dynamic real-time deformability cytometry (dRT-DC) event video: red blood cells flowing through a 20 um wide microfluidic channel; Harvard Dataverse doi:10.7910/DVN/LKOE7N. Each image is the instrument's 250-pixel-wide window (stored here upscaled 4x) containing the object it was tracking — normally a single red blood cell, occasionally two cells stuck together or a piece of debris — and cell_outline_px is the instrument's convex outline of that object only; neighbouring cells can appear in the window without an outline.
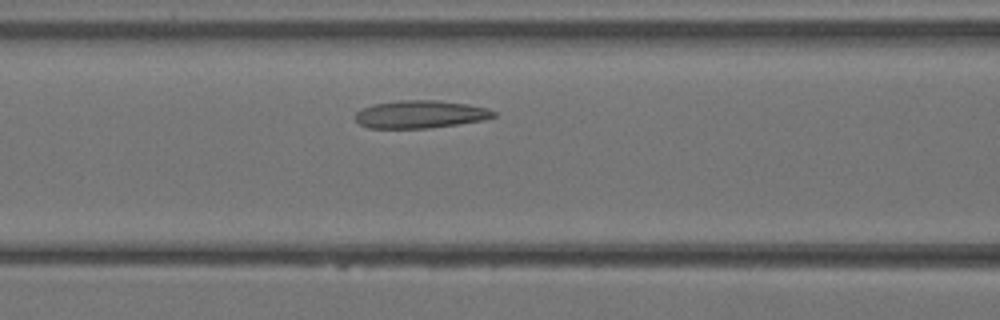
{"species": "Egyptian fruit bat (a non-hibernating species)", "species_latin": "Rousettus aegyptiacus", "temperature_condition": "warm", "stored_images_in_passage": 29, "camera_frame_rate_fps": 3000, "um_per_image_px": 0.085, "animal": {"sex": "female"}, "frame": {"image": 1, "passage_image": 8, "time_ms": 2.333, "image_size_px": [1000, 320], "cell_outline_px": [[496, 116], [484, 120], [428, 128], [368, 128], [360, 124], [356, 120], [356, 112], [360, 108], [376, 104], [400, 100], [436, 100], [468, 104], [488, 108], [496, 112]], "centroid_in_image_um": [35.74, 9.71], "position_along_channel_um": 130.9, "area_um2": 22.31}}
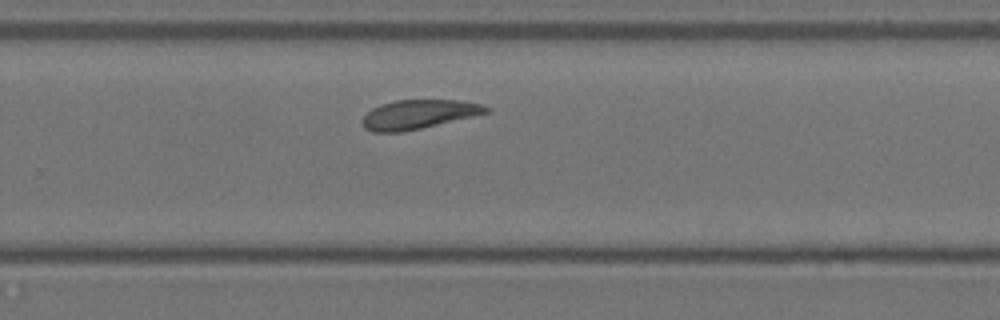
{"frame": {"image": 2, "passage_image": 17, "time_ms": 5.333, "image_size_px": [1000, 320], "cell_outline_px": [[492, 108], [488, 112], [472, 116], [420, 128], [400, 132], [372, 132], [364, 128], [360, 120], [372, 108], [380, 104], [396, 100], [460, 100], [480, 104]], "centroid_in_image_um": [35.53, 9.71], "position_along_channel_um": 294.3, "area_um2": 20.81}}
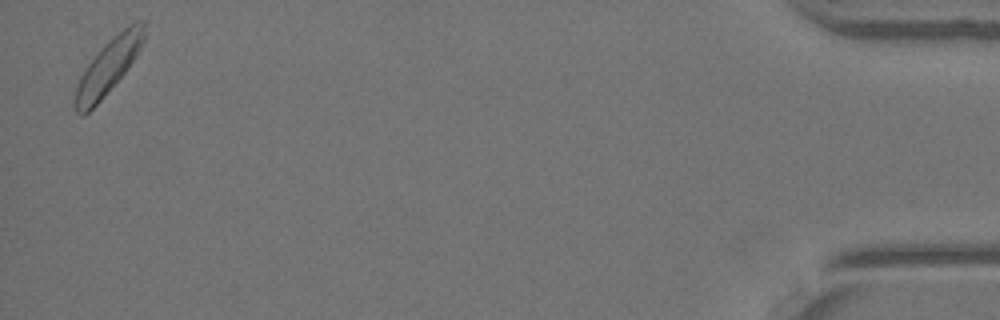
{"frame": {"image": 3, "passage_image": 29, "time_ms": 9.333, "image_size_px": [1000, 320], "cell_outline_px": [[144, 40], [136, 56], [128, 68], [100, 100], [84, 116], [80, 116], [76, 112], [72, 104], [76, 88], [88, 64], [100, 48], [112, 36], [136, 20], [144, 20]], "centroid_in_image_um": [9.19, 5.66], "position_along_channel_um": 426.0, "area_um2": 21.73}}